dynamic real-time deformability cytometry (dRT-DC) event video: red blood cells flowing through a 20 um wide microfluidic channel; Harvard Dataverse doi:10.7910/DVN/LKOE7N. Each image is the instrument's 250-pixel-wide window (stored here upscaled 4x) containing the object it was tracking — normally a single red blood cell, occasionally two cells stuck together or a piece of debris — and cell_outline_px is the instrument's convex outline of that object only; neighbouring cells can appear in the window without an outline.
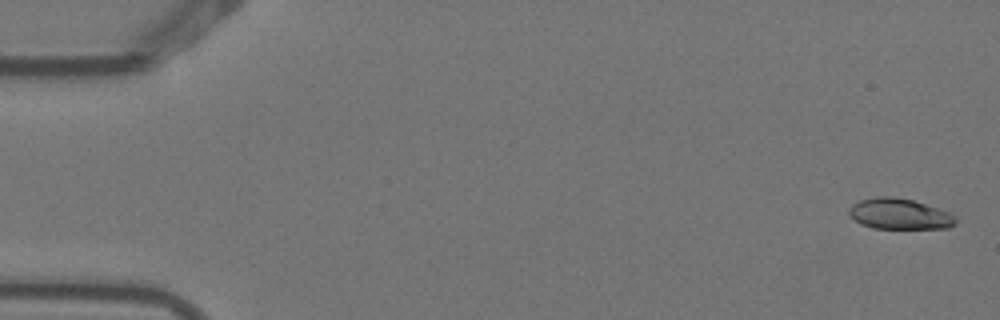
{"species": "Egyptian fruit bat (a non-hibernating species)", "species_latin": "Rousettus aegyptiacus", "temperature_condition": "warm", "stored_images_in_passage": 5, "camera_frame_rate_fps": 3000, "um_per_image_px": 0.085, "animal": {"sex": "female"}, "frame": {"image": 1, "passage_image": 1, "time_ms": 0.0, "image_size_px": [1000, 320], "cell_outline_px": [[956, 224], [948, 228], [872, 228], [860, 224], [848, 212], [848, 208], [852, 204], [860, 200], [876, 196], [888, 196], [912, 200], [948, 212], [956, 216]], "centroid_in_image_um": [76.44, 18.19], "position_along_channel_um": 8.6, "area_um2": 18.96}}
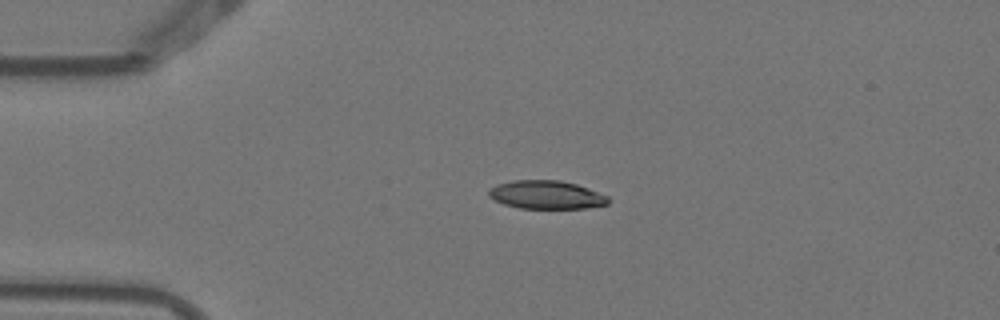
{"frame": {"image": 2, "passage_image": 4, "time_ms": 1.0, "image_size_px": [1000, 320], "cell_outline_px": [[608, 204], [584, 208], [520, 208], [504, 204], [488, 196], [488, 192], [496, 184], [512, 180], [560, 180], [576, 184], [608, 196]], "centroid_in_image_um": [46.42, 16.55], "position_along_channel_um": 38.6, "area_um2": 19.54}}